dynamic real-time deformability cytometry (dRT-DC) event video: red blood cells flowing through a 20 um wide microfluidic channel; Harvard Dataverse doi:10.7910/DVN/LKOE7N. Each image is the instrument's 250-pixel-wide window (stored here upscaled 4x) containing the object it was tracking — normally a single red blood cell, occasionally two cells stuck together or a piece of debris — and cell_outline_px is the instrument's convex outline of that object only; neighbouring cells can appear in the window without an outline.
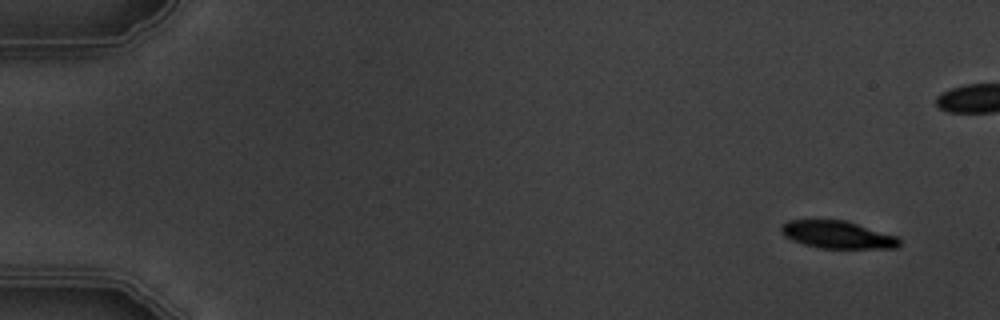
{"species": "common noctule bat (a hibernating species)", "species_latin": "Nyctalus noctula", "temperature_condition": "warm", "stored_images_in_passage": 6, "camera_frame_rate_fps": 3000, "um_per_image_px": 0.085, "animal": {"sex": "male", "body_mass_g": 19.5, "forearm_length_mm": 54.6}, "frame": {"image": 1, "passage_image": 1, "time_ms": 0.0, "image_size_px": [1000, 320], "cell_outline_px": [[900, 244], [896, 248], [820, 248], [804, 244], [792, 240], [784, 236], [780, 232], [780, 228], [788, 220], [844, 220], [896, 236], [900, 240]], "centroid_in_image_um": [71.16, 19.95], "position_along_channel_um": 13.8, "area_um2": 18.73}}